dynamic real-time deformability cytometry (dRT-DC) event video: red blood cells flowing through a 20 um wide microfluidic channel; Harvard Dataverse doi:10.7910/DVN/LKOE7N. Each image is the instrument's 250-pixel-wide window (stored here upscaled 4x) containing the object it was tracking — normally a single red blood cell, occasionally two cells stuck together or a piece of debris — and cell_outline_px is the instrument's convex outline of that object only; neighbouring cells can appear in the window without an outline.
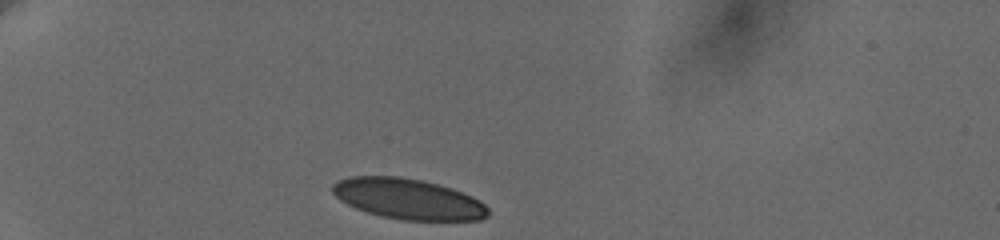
{"species": "human", "species_latin": "Homo sapiens", "temperature_condition": "cold", "stored_images_in_passage": 18, "camera_frame_rate_fps": 3000, "um_per_image_px": 0.085, "donor": {"sex": "female"}, "frame": {"image": 1, "passage_image": 1, "time_ms": 0.0, "image_size_px": [1000, 240], "cell_outline_px": [[488, 216], [480, 220], [400, 220], [380, 216], [356, 208], [340, 200], [332, 192], [332, 184], [340, 180], [352, 176], [400, 176], [424, 180], [452, 188], [472, 196], [480, 200], [488, 208]], "centroid_in_image_um": [34.71, 16.9], "position_along_channel_um": 50.3, "area_um2": 36.88}}
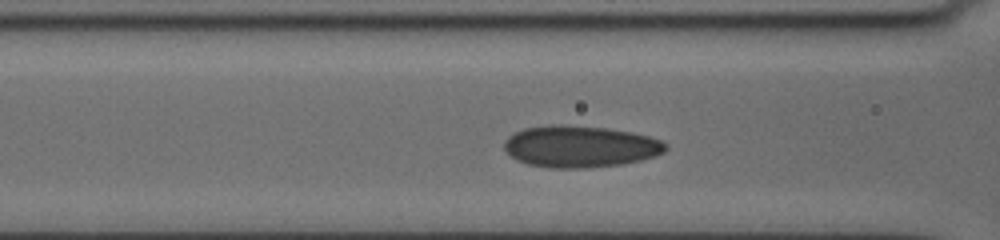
{"frame": {"image": 2, "passage_image": 11, "time_ms": 3.0, "image_size_px": [1000, 240], "cell_outline_px": [[668, 148], [664, 152], [656, 156], [640, 160], [620, 164], [588, 168], [548, 168], [528, 164], [516, 160], [504, 148], [504, 144], [508, 136], [524, 128], [556, 124], [560, 124], [604, 128], [632, 132], [648, 136], [660, 140], [668, 144]], "centroid_in_image_um": [49.32, 12.46], "position_along_channel_um": 117.3, "area_um2": 39.19}}
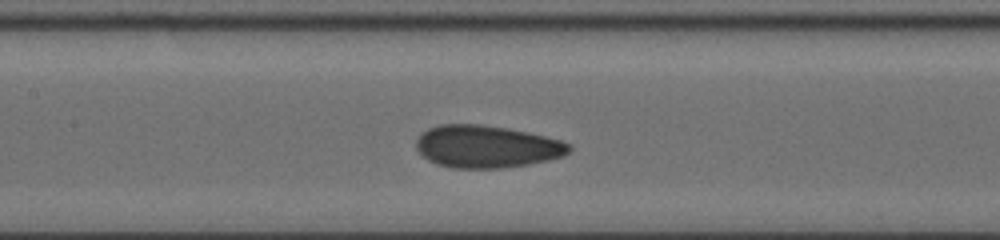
{"frame": {"image": 3, "passage_image": 15, "time_ms": 4.333, "image_size_px": [1000, 240], "cell_outline_px": [[572, 148], [564, 156], [548, 160], [528, 164], [504, 168], [452, 168], [436, 164], [428, 160], [416, 148], [416, 140], [420, 132], [428, 128], [440, 124], [480, 124], [508, 128], [528, 132], [560, 140], [568, 144]], "centroid_in_image_um": [41.33, 12.45], "position_along_channel_um": 166.1, "area_um2": 37.92}}